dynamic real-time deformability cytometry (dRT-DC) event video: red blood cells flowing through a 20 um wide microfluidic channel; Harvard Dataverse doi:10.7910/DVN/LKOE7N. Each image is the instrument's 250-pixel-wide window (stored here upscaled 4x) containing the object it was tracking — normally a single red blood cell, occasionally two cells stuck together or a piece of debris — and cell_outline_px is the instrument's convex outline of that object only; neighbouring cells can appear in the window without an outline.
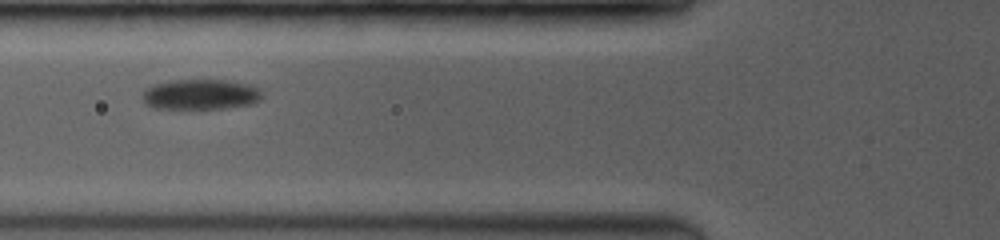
{"species": "common noctule bat (a hibernating species)", "species_latin": "Nyctalus noctula", "temperature_condition": "room temperature", "stored_images_in_passage": 13, "camera_frame_rate_fps": 3500, "um_per_image_px": 0.085, "animal": {"sex": "female", "body_mass_g": 19.0, "forearm_length_mm": 53.3}, "frame": {"image": 1, "passage_image": 3, "time_ms": 2.0, "image_size_px": [1000, 240], "cell_outline_px": [[264, 96], [256, 104], [224, 108], [152, 108], [144, 100], [144, 92], [152, 84], [168, 80], [228, 80], [248, 84], [260, 88]], "centroid_in_image_um": [17.13, 8.02], "position_along_channel_um": 108.7, "area_um2": 21.27}}
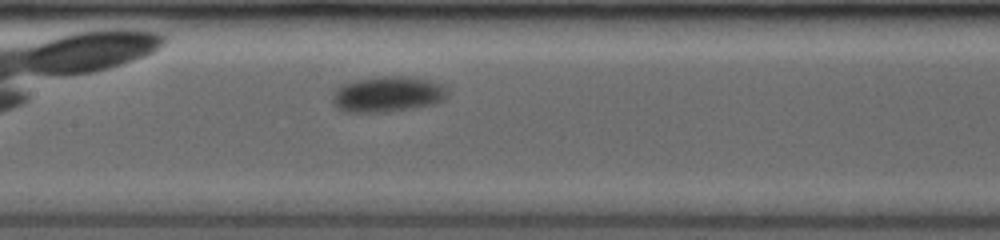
{"frame": {"image": 2, "passage_image": 6, "time_ms": 3.714, "image_size_px": [1000, 240], "cell_outline_px": [[448, 96], [444, 100], [432, 104], [388, 112], [344, 112], [336, 108], [332, 104], [332, 92], [336, 88], [344, 84], [356, 80], [376, 76], [404, 76], [428, 80], [444, 84], [448, 92]], "centroid_in_image_um": [32.92, 8.01], "position_along_channel_um": 174.5, "area_um2": 24.16}}
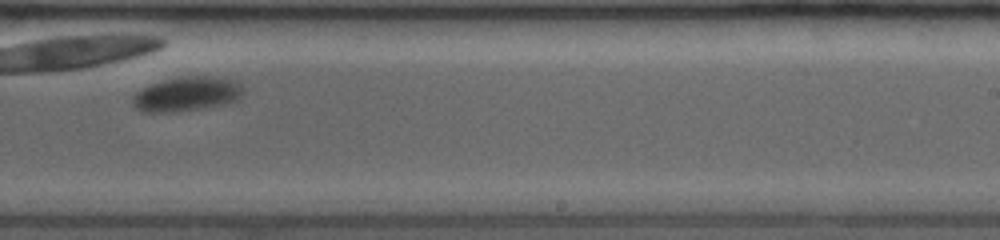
{"frame": {"image": 3, "passage_image": 11, "time_ms": 6.286, "image_size_px": [1000, 240], "cell_outline_px": [[244, 92], [236, 100], [228, 104], [172, 112], [144, 112], [136, 108], [132, 104], [132, 96], [136, 92], [152, 84], [164, 80], [188, 76], [212, 76], [236, 80], [244, 88]], "centroid_in_image_um": [15.9, 7.99], "position_along_channel_um": 273.1, "area_um2": 22.14}}